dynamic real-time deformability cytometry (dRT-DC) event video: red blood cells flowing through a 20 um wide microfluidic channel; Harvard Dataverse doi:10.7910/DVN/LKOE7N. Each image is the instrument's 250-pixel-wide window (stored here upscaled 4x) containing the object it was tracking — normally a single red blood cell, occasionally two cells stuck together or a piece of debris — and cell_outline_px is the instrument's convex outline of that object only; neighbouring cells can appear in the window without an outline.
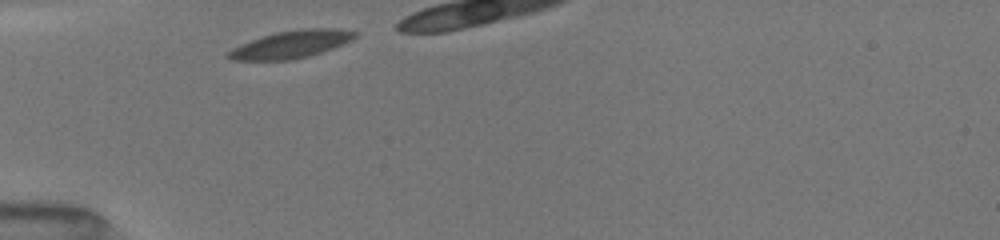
{"species": "common noctule bat (a hibernating species)", "species_latin": "Nyctalus noctula", "temperature_condition": "room temperature", "stored_images_in_passage": 4, "camera_frame_rate_fps": 3000, "um_per_image_px": 0.085, "animal": {"sex": "female", "body_mass_g": 19.5, "forearm_length_mm": 54.1}, "frame": {"image": 1, "passage_image": 1, "time_ms": 0.0, "image_size_px": [1000, 240], "cell_outline_px": [[356, 36], [352, 40], [332, 48], [308, 56], [292, 60], [232, 60], [224, 56], [232, 48], [240, 44], [276, 32], [300, 28], [340, 28], [356, 32]], "centroid_in_image_um": [24.74, 3.76], "position_along_channel_um": 60.3, "area_um2": 20.23}}